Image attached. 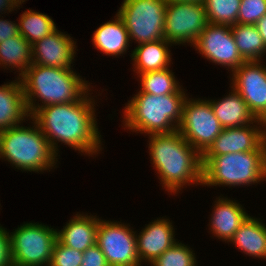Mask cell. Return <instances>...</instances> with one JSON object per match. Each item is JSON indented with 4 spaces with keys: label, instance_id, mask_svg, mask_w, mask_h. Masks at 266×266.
I'll return each mask as SVG.
<instances>
[{
    "label": "cell",
    "instance_id": "1",
    "mask_svg": "<svg viewBox=\"0 0 266 266\" xmlns=\"http://www.w3.org/2000/svg\"><path fill=\"white\" fill-rule=\"evenodd\" d=\"M88 95L86 93L77 102L39 107L30 116L57 155V141L89 156L98 154L102 149L94 117L95 102Z\"/></svg>",
    "mask_w": 266,
    "mask_h": 266
},
{
    "label": "cell",
    "instance_id": "2",
    "mask_svg": "<svg viewBox=\"0 0 266 266\" xmlns=\"http://www.w3.org/2000/svg\"><path fill=\"white\" fill-rule=\"evenodd\" d=\"M150 157L166 191L173 194L184 185L203 181L202 155L177 130L149 135Z\"/></svg>",
    "mask_w": 266,
    "mask_h": 266
},
{
    "label": "cell",
    "instance_id": "3",
    "mask_svg": "<svg viewBox=\"0 0 266 266\" xmlns=\"http://www.w3.org/2000/svg\"><path fill=\"white\" fill-rule=\"evenodd\" d=\"M80 77L72 68L31 64L19 78L29 115L39 107L79 101L89 92L90 86ZM36 98L40 99L42 106L35 105Z\"/></svg>",
    "mask_w": 266,
    "mask_h": 266
},
{
    "label": "cell",
    "instance_id": "4",
    "mask_svg": "<svg viewBox=\"0 0 266 266\" xmlns=\"http://www.w3.org/2000/svg\"><path fill=\"white\" fill-rule=\"evenodd\" d=\"M137 93L124 107L123 122L126 128L149 135L177 131L187 98L181 87L175 93L161 96Z\"/></svg>",
    "mask_w": 266,
    "mask_h": 266
},
{
    "label": "cell",
    "instance_id": "5",
    "mask_svg": "<svg viewBox=\"0 0 266 266\" xmlns=\"http://www.w3.org/2000/svg\"><path fill=\"white\" fill-rule=\"evenodd\" d=\"M20 125L0 131V158L23 171L41 172L54 167L57 154L38 125Z\"/></svg>",
    "mask_w": 266,
    "mask_h": 266
},
{
    "label": "cell",
    "instance_id": "6",
    "mask_svg": "<svg viewBox=\"0 0 266 266\" xmlns=\"http://www.w3.org/2000/svg\"><path fill=\"white\" fill-rule=\"evenodd\" d=\"M202 185L241 186L266 180V151L202 156Z\"/></svg>",
    "mask_w": 266,
    "mask_h": 266
},
{
    "label": "cell",
    "instance_id": "7",
    "mask_svg": "<svg viewBox=\"0 0 266 266\" xmlns=\"http://www.w3.org/2000/svg\"><path fill=\"white\" fill-rule=\"evenodd\" d=\"M13 266H49L57 230L39 223H24L10 234Z\"/></svg>",
    "mask_w": 266,
    "mask_h": 266
},
{
    "label": "cell",
    "instance_id": "8",
    "mask_svg": "<svg viewBox=\"0 0 266 266\" xmlns=\"http://www.w3.org/2000/svg\"><path fill=\"white\" fill-rule=\"evenodd\" d=\"M166 0H124L117 14L122 18L130 41L154 42L164 39Z\"/></svg>",
    "mask_w": 266,
    "mask_h": 266
},
{
    "label": "cell",
    "instance_id": "9",
    "mask_svg": "<svg viewBox=\"0 0 266 266\" xmlns=\"http://www.w3.org/2000/svg\"><path fill=\"white\" fill-rule=\"evenodd\" d=\"M223 129L214 115L209 100L186 98L182 119L177 130L201 155Z\"/></svg>",
    "mask_w": 266,
    "mask_h": 266
},
{
    "label": "cell",
    "instance_id": "10",
    "mask_svg": "<svg viewBox=\"0 0 266 266\" xmlns=\"http://www.w3.org/2000/svg\"><path fill=\"white\" fill-rule=\"evenodd\" d=\"M208 24L204 4L172 2L166 4L164 39L171 44L194 45Z\"/></svg>",
    "mask_w": 266,
    "mask_h": 266
},
{
    "label": "cell",
    "instance_id": "11",
    "mask_svg": "<svg viewBox=\"0 0 266 266\" xmlns=\"http://www.w3.org/2000/svg\"><path fill=\"white\" fill-rule=\"evenodd\" d=\"M99 219L96 244L109 266H141L136 235L128 225Z\"/></svg>",
    "mask_w": 266,
    "mask_h": 266
},
{
    "label": "cell",
    "instance_id": "12",
    "mask_svg": "<svg viewBox=\"0 0 266 266\" xmlns=\"http://www.w3.org/2000/svg\"><path fill=\"white\" fill-rule=\"evenodd\" d=\"M193 46L203 57L215 64L227 66L232 73L245 62L229 25L208 23Z\"/></svg>",
    "mask_w": 266,
    "mask_h": 266
},
{
    "label": "cell",
    "instance_id": "13",
    "mask_svg": "<svg viewBox=\"0 0 266 266\" xmlns=\"http://www.w3.org/2000/svg\"><path fill=\"white\" fill-rule=\"evenodd\" d=\"M232 75V88L255 118L263 121L266 118V67L261 61H245Z\"/></svg>",
    "mask_w": 266,
    "mask_h": 266
},
{
    "label": "cell",
    "instance_id": "14",
    "mask_svg": "<svg viewBox=\"0 0 266 266\" xmlns=\"http://www.w3.org/2000/svg\"><path fill=\"white\" fill-rule=\"evenodd\" d=\"M250 125L251 124L223 129L202 156H219L237 152L266 151L264 130H262L263 125H260L259 127H257V125Z\"/></svg>",
    "mask_w": 266,
    "mask_h": 266
},
{
    "label": "cell",
    "instance_id": "15",
    "mask_svg": "<svg viewBox=\"0 0 266 266\" xmlns=\"http://www.w3.org/2000/svg\"><path fill=\"white\" fill-rule=\"evenodd\" d=\"M74 40L58 30L32 44V64L71 68L75 57Z\"/></svg>",
    "mask_w": 266,
    "mask_h": 266
},
{
    "label": "cell",
    "instance_id": "16",
    "mask_svg": "<svg viewBox=\"0 0 266 266\" xmlns=\"http://www.w3.org/2000/svg\"><path fill=\"white\" fill-rule=\"evenodd\" d=\"M172 223L168 219H157L136 234L137 254L140 260L151 263L176 243Z\"/></svg>",
    "mask_w": 266,
    "mask_h": 266
},
{
    "label": "cell",
    "instance_id": "17",
    "mask_svg": "<svg viewBox=\"0 0 266 266\" xmlns=\"http://www.w3.org/2000/svg\"><path fill=\"white\" fill-rule=\"evenodd\" d=\"M231 91L233 92H229L223 99L210 101L214 115L222 127L234 128L254 123L263 125V121L256 119L251 113L240 94L234 88Z\"/></svg>",
    "mask_w": 266,
    "mask_h": 266
},
{
    "label": "cell",
    "instance_id": "18",
    "mask_svg": "<svg viewBox=\"0 0 266 266\" xmlns=\"http://www.w3.org/2000/svg\"><path fill=\"white\" fill-rule=\"evenodd\" d=\"M98 225L99 218L96 216L76 214L63 229L57 231V239L63 245L84 252L96 244Z\"/></svg>",
    "mask_w": 266,
    "mask_h": 266
},
{
    "label": "cell",
    "instance_id": "19",
    "mask_svg": "<svg viewBox=\"0 0 266 266\" xmlns=\"http://www.w3.org/2000/svg\"><path fill=\"white\" fill-rule=\"evenodd\" d=\"M28 116L20 79L0 86V131L21 125Z\"/></svg>",
    "mask_w": 266,
    "mask_h": 266
},
{
    "label": "cell",
    "instance_id": "20",
    "mask_svg": "<svg viewBox=\"0 0 266 266\" xmlns=\"http://www.w3.org/2000/svg\"><path fill=\"white\" fill-rule=\"evenodd\" d=\"M216 199L218 200L214 204L210 230L218 239L229 242L249 215L236 201L224 197Z\"/></svg>",
    "mask_w": 266,
    "mask_h": 266
},
{
    "label": "cell",
    "instance_id": "21",
    "mask_svg": "<svg viewBox=\"0 0 266 266\" xmlns=\"http://www.w3.org/2000/svg\"><path fill=\"white\" fill-rule=\"evenodd\" d=\"M93 45L106 55L120 56L129 46V34L122 18L116 14L111 20L99 26L92 36Z\"/></svg>",
    "mask_w": 266,
    "mask_h": 266
},
{
    "label": "cell",
    "instance_id": "22",
    "mask_svg": "<svg viewBox=\"0 0 266 266\" xmlns=\"http://www.w3.org/2000/svg\"><path fill=\"white\" fill-rule=\"evenodd\" d=\"M169 45L172 46L165 39L139 44L130 55L137 71L135 73L143 74L169 68L171 64Z\"/></svg>",
    "mask_w": 266,
    "mask_h": 266
},
{
    "label": "cell",
    "instance_id": "23",
    "mask_svg": "<svg viewBox=\"0 0 266 266\" xmlns=\"http://www.w3.org/2000/svg\"><path fill=\"white\" fill-rule=\"evenodd\" d=\"M245 254L266 259V226L248 216L230 239Z\"/></svg>",
    "mask_w": 266,
    "mask_h": 266
},
{
    "label": "cell",
    "instance_id": "24",
    "mask_svg": "<svg viewBox=\"0 0 266 266\" xmlns=\"http://www.w3.org/2000/svg\"><path fill=\"white\" fill-rule=\"evenodd\" d=\"M4 64V65H3ZM32 64V45L21 35L11 37L0 43V65L16 67L19 77Z\"/></svg>",
    "mask_w": 266,
    "mask_h": 266
},
{
    "label": "cell",
    "instance_id": "25",
    "mask_svg": "<svg viewBox=\"0 0 266 266\" xmlns=\"http://www.w3.org/2000/svg\"><path fill=\"white\" fill-rule=\"evenodd\" d=\"M231 30L241 57L245 61H261L266 46L257 27L237 23L231 26Z\"/></svg>",
    "mask_w": 266,
    "mask_h": 266
},
{
    "label": "cell",
    "instance_id": "26",
    "mask_svg": "<svg viewBox=\"0 0 266 266\" xmlns=\"http://www.w3.org/2000/svg\"><path fill=\"white\" fill-rule=\"evenodd\" d=\"M20 16L19 34L31 45L57 30L54 21L47 14L28 9Z\"/></svg>",
    "mask_w": 266,
    "mask_h": 266
},
{
    "label": "cell",
    "instance_id": "27",
    "mask_svg": "<svg viewBox=\"0 0 266 266\" xmlns=\"http://www.w3.org/2000/svg\"><path fill=\"white\" fill-rule=\"evenodd\" d=\"M173 74L169 68L139 74L141 82V90L139 92H146L156 96L175 93L180 88V85Z\"/></svg>",
    "mask_w": 266,
    "mask_h": 266
},
{
    "label": "cell",
    "instance_id": "28",
    "mask_svg": "<svg viewBox=\"0 0 266 266\" xmlns=\"http://www.w3.org/2000/svg\"><path fill=\"white\" fill-rule=\"evenodd\" d=\"M241 0H205L204 7L208 23L235 25Z\"/></svg>",
    "mask_w": 266,
    "mask_h": 266
},
{
    "label": "cell",
    "instance_id": "29",
    "mask_svg": "<svg viewBox=\"0 0 266 266\" xmlns=\"http://www.w3.org/2000/svg\"><path fill=\"white\" fill-rule=\"evenodd\" d=\"M194 254L190 247L176 242L155 258L151 266H197Z\"/></svg>",
    "mask_w": 266,
    "mask_h": 266
},
{
    "label": "cell",
    "instance_id": "30",
    "mask_svg": "<svg viewBox=\"0 0 266 266\" xmlns=\"http://www.w3.org/2000/svg\"><path fill=\"white\" fill-rule=\"evenodd\" d=\"M82 259L83 252L63 245L57 239L49 266H81Z\"/></svg>",
    "mask_w": 266,
    "mask_h": 266
},
{
    "label": "cell",
    "instance_id": "31",
    "mask_svg": "<svg viewBox=\"0 0 266 266\" xmlns=\"http://www.w3.org/2000/svg\"><path fill=\"white\" fill-rule=\"evenodd\" d=\"M266 14V0H241L237 23L255 25Z\"/></svg>",
    "mask_w": 266,
    "mask_h": 266
},
{
    "label": "cell",
    "instance_id": "32",
    "mask_svg": "<svg viewBox=\"0 0 266 266\" xmlns=\"http://www.w3.org/2000/svg\"><path fill=\"white\" fill-rule=\"evenodd\" d=\"M81 266H109L106 258L97 244L83 252Z\"/></svg>",
    "mask_w": 266,
    "mask_h": 266
},
{
    "label": "cell",
    "instance_id": "33",
    "mask_svg": "<svg viewBox=\"0 0 266 266\" xmlns=\"http://www.w3.org/2000/svg\"><path fill=\"white\" fill-rule=\"evenodd\" d=\"M0 266H13L10 234L0 226Z\"/></svg>",
    "mask_w": 266,
    "mask_h": 266
},
{
    "label": "cell",
    "instance_id": "34",
    "mask_svg": "<svg viewBox=\"0 0 266 266\" xmlns=\"http://www.w3.org/2000/svg\"><path fill=\"white\" fill-rule=\"evenodd\" d=\"M19 35V26L16 23H13L8 20L0 19V43L5 40L18 36Z\"/></svg>",
    "mask_w": 266,
    "mask_h": 266
},
{
    "label": "cell",
    "instance_id": "35",
    "mask_svg": "<svg viewBox=\"0 0 266 266\" xmlns=\"http://www.w3.org/2000/svg\"><path fill=\"white\" fill-rule=\"evenodd\" d=\"M258 29L259 34L263 38L264 44L266 46V14H264L255 24Z\"/></svg>",
    "mask_w": 266,
    "mask_h": 266
},
{
    "label": "cell",
    "instance_id": "36",
    "mask_svg": "<svg viewBox=\"0 0 266 266\" xmlns=\"http://www.w3.org/2000/svg\"><path fill=\"white\" fill-rule=\"evenodd\" d=\"M16 8L15 4L11 0H0V12L5 11L12 12ZM5 9V10H4Z\"/></svg>",
    "mask_w": 266,
    "mask_h": 266
},
{
    "label": "cell",
    "instance_id": "37",
    "mask_svg": "<svg viewBox=\"0 0 266 266\" xmlns=\"http://www.w3.org/2000/svg\"><path fill=\"white\" fill-rule=\"evenodd\" d=\"M167 3H172V2H195V3H201L204 4L205 0H166Z\"/></svg>",
    "mask_w": 266,
    "mask_h": 266
},
{
    "label": "cell",
    "instance_id": "38",
    "mask_svg": "<svg viewBox=\"0 0 266 266\" xmlns=\"http://www.w3.org/2000/svg\"><path fill=\"white\" fill-rule=\"evenodd\" d=\"M14 4H15V6L18 8V6L21 4V3H23V2H25V1H27V0H11Z\"/></svg>",
    "mask_w": 266,
    "mask_h": 266
},
{
    "label": "cell",
    "instance_id": "39",
    "mask_svg": "<svg viewBox=\"0 0 266 266\" xmlns=\"http://www.w3.org/2000/svg\"><path fill=\"white\" fill-rule=\"evenodd\" d=\"M264 140L266 141V118L263 120Z\"/></svg>",
    "mask_w": 266,
    "mask_h": 266
}]
</instances>
